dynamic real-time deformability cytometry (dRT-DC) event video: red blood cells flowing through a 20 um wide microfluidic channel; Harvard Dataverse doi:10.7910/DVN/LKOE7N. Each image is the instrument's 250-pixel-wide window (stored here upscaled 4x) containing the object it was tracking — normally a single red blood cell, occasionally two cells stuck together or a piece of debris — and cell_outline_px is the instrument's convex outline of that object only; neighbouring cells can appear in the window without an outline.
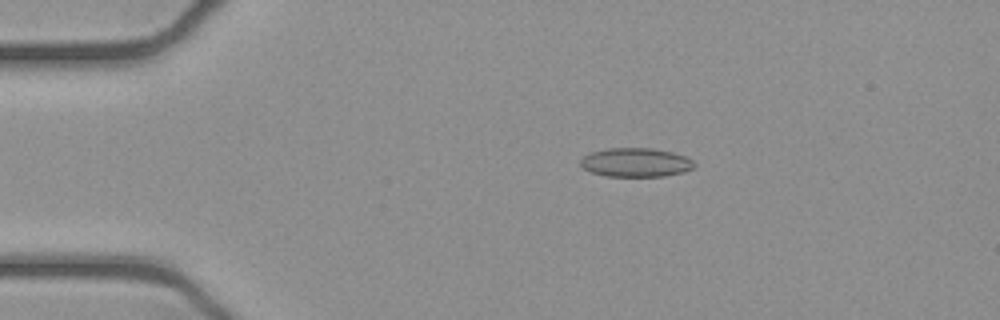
{"species": "common noctule bat (a hibernating species)", "species_latin": "Nyctalus noctula", "temperature_condition": "cold", "stored_images_in_passage": 44, "camera_frame_rate_fps": 3000, "um_per_image_px": 0.085, "animal": {"sex": "female", "body_mass_g": 21.9}, "frame": {"image": 1, "passage_image": 2, "time_ms": 0.333, "image_size_px": [1000, 320], "cell_outline_px": [[696, 164], [692, 168], [684, 172], [664, 176], [604, 176], [592, 172], [584, 168], [580, 164], [580, 160], [584, 156], [592, 152], [608, 148], [652, 148], [672, 152], [684, 156], [692, 160]], "centroid_in_image_um": [54.04, 13.81], "position_along_channel_um": 31.0, "area_um2": 19.07}}
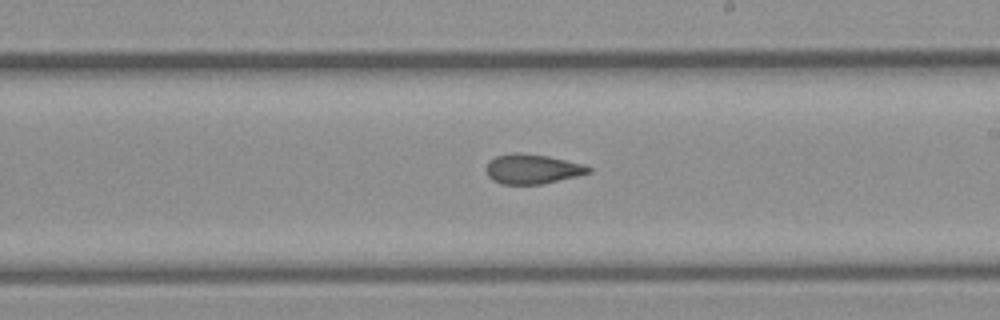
{"frame": {"image": 2, "passage_image": 22, "time_ms": 7.0, "image_size_px": [1000, 320], "cell_outline_px": [[592, 172], [544, 184], [500, 184], [492, 180], [488, 176], [484, 168], [496, 156], [512, 152], [520, 152], [548, 156], [584, 164], [592, 168]], "centroid_in_image_um": [45.25, 14.36], "position_along_channel_um": 243.8, "area_um2": 17.86}}
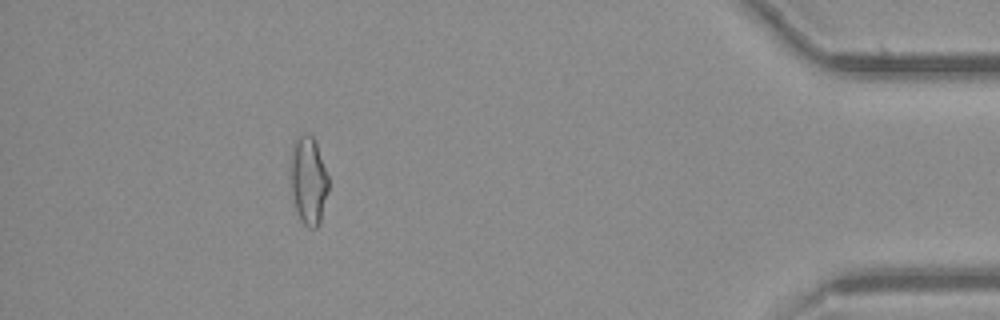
{"frame": {"image": 3, "passage_image": 39, "time_ms": 12.667, "image_size_px": [1000, 320], "cell_outline_px": [[328, 192], [320, 220], [316, 228], [308, 228], [300, 220], [296, 212], [288, 180], [292, 144], [296, 136], [304, 132], [308, 132], [312, 136], [316, 144], [328, 176]], "centroid_in_image_um": [26.16, 15.31], "position_along_channel_um": 409.0, "area_um2": 20.0}, "authors_computed_cell_mechanics": {"area_um2": 18.2648, "velocity_mm_per_s": 3.9276, "shape_relaxation_time_tau1_ms": null, "shape_relaxation_time_tau2_ms": 4.1363, "deformation_change_tau1": null, "deformation_change_tau2": 0.1196}}